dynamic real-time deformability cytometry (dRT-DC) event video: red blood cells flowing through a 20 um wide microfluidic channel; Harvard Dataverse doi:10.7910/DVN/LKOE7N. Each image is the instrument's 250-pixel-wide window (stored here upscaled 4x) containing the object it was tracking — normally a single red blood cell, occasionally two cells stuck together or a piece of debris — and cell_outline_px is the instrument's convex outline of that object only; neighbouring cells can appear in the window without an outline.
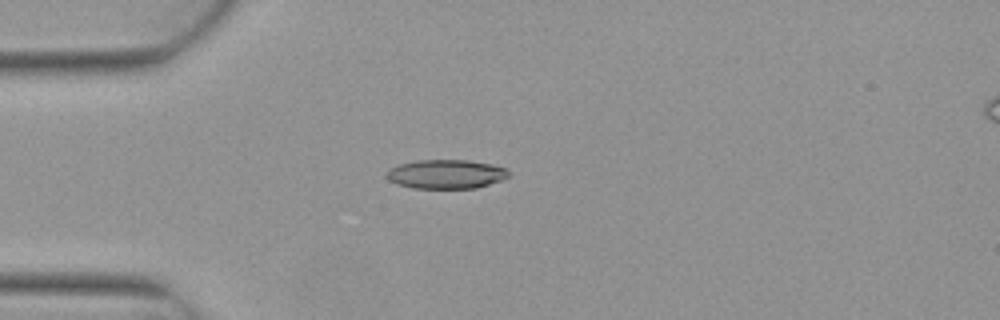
{"species": "Egyptian fruit bat (a non-hibernating species)", "species_latin": "Rousettus aegyptiacus", "temperature_condition": "warm", "stored_images_in_passage": 3, "camera_frame_rate_fps": 3000, "um_per_image_px": 0.085, "animal": {"sex": "female"}, "frame": {"image": 1, "passage_image": 3, "time_ms": 0.667, "image_size_px": [1000, 320], "cell_outline_px": [[508, 176], [500, 180], [476, 188], [412, 188], [396, 184], [388, 180], [384, 176], [388, 168], [400, 164], [416, 160], [468, 160], [492, 164], [504, 168], [508, 172]], "centroid_in_image_um": [37.83, 14.8], "position_along_channel_um": 47.2, "area_um2": 20.69}}